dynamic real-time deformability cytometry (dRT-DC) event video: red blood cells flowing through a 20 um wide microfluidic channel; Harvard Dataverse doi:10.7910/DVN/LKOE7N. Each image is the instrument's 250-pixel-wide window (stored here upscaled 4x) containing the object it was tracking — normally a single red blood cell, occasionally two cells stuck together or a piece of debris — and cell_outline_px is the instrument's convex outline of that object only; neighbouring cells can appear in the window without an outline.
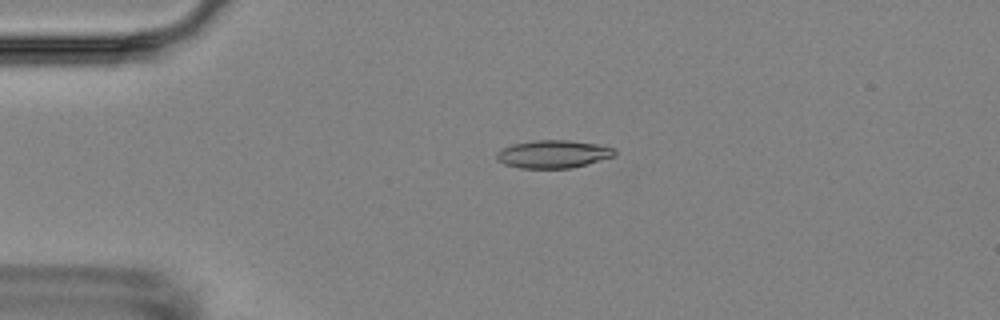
{"species": "Egyptian fruit bat (a non-hibernating species)", "species_latin": "Rousettus aegyptiacus", "temperature_condition": "room temperature", "stored_images_in_passage": 3, "camera_frame_rate_fps": 3000, "um_per_image_px": 0.085, "animal": {"sex": "female"}, "frame": {"image": 1, "passage_image": 3, "time_ms": 2.333, "image_size_px": [1000, 320], "cell_outline_px": [[616, 156], [572, 168], [520, 168], [504, 164], [496, 156], [496, 152], [512, 144], [536, 140], [568, 140], [596, 144], [612, 148], [616, 152]], "centroid_in_image_um": [47.03, 13.1], "position_along_channel_um": 38.0, "area_um2": 19.02}}